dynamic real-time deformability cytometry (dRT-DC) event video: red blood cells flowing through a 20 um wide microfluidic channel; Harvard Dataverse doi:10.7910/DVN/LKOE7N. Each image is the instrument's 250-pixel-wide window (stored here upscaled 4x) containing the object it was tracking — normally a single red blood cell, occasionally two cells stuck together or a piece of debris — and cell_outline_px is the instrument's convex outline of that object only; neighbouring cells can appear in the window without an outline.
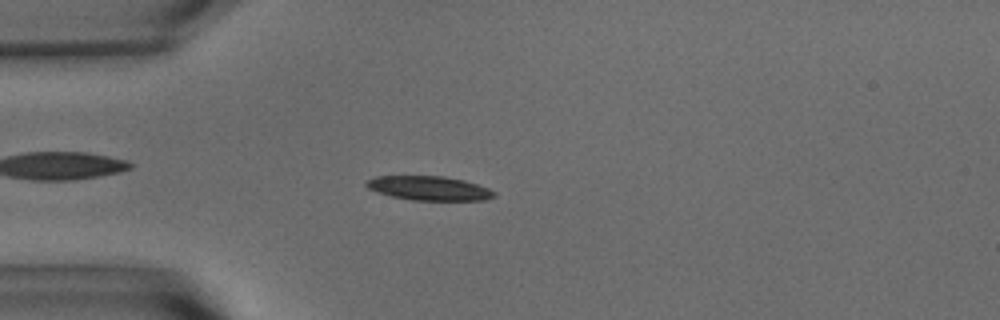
{"species": "common noctule bat (a hibernating species)", "species_latin": "Nyctalus noctula", "temperature_condition": "warm", "stored_images_in_passage": 56, "camera_frame_rate_fps": 3000, "um_per_image_px": 0.085, "animal": {"sex": "male", "body_mass_g": 15.6}, "frame": {"image": 1, "passage_image": 15, "time_ms": 4.667, "image_size_px": [1000, 320], "cell_outline_px": [[496, 196], [484, 200], [412, 200], [392, 196], [376, 192], [368, 188], [364, 184], [364, 180], [376, 176], [444, 176], [464, 180], [488, 188], [496, 192]], "centroid_in_image_um": [36.44, 15.99], "position_along_channel_um": 48.6, "area_um2": 18.09}}
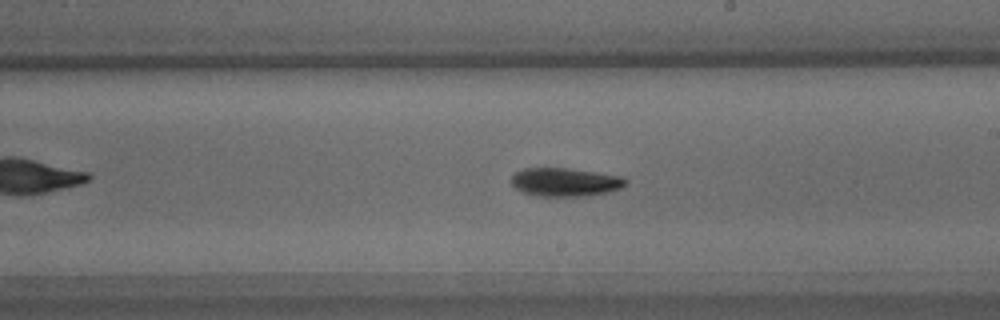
{"frame": {"image": 2, "passage_image": 32, "time_ms": 10.333, "image_size_px": [1000, 320], "cell_outline_px": [[628, 184], [620, 188], [608, 192], [588, 196], [536, 196], [524, 192], [516, 188], [512, 184], [512, 176], [516, 172], [524, 168], [568, 168], [596, 172], [620, 176], [628, 180]], "centroid_in_image_um": [48.06, 15.48], "position_along_channel_um": 240.9, "area_um2": 18.96}}
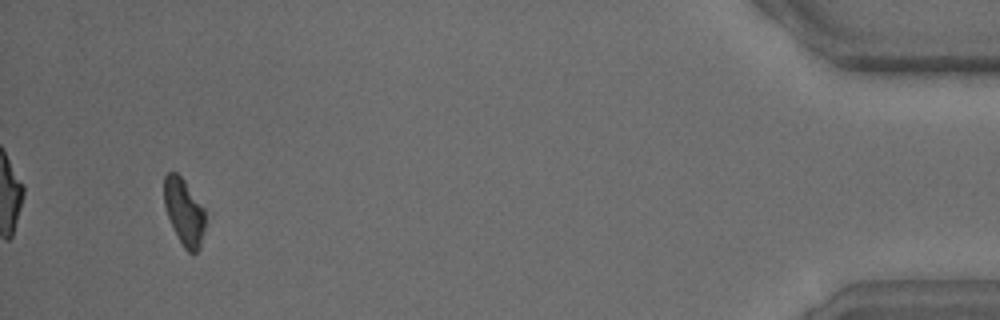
{"frame": {"image": 3, "passage_image": 53, "time_ms": 17.333, "image_size_px": [1000, 320], "cell_outline_px": [[204, 232], [200, 248], [196, 252], [188, 252], [184, 248], [168, 216], [164, 204], [164, 176], [168, 172], [176, 172], [184, 180], [204, 208]], "centroid_in_image_um": [15.65, 17.99], "position_along_channel_um": 419.6, "area_um2": 15.66}, "authors_computed_cell_mechanics": {"area_um2": 18.2648, "velocity_mm_per_s": 3.6169, "shape_relaxation_time_tau1_ms": 2.9933, "shape_relaxation_time_tau2_ms": null, "deformation_change_tau1": 0.1269, "deformation_change_tau2": null}}